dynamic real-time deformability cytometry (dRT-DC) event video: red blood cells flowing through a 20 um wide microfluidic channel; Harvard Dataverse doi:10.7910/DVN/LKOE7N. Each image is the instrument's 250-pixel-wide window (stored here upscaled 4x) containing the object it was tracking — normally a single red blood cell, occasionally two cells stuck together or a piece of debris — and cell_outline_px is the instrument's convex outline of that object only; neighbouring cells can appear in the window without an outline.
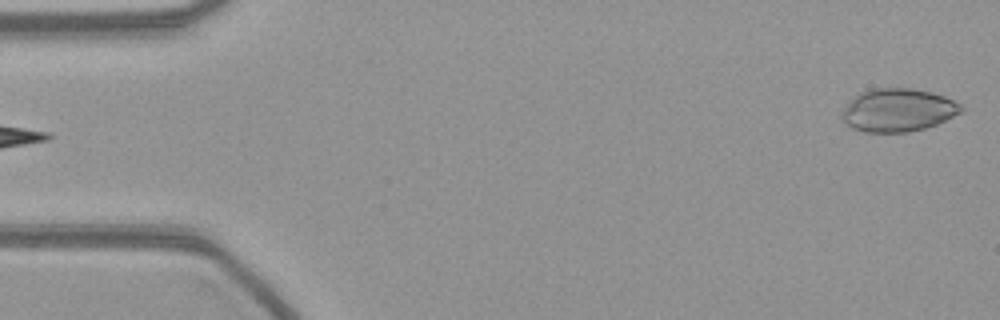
{"species": "common noctule bat (a hibernating species)", "species_latin": "Nyctalus noctula", "temperature_condition": "warm", "stored_images_in_passage": 54, "camera_frame_rate_fps": 3000, "um_per_image_px": 0.085, "animal": {"sex": "female", "body_mass_g": 21.9}, "frame": {"image": 1, "passage_image": 1, "time_ms": 0.0, "image_size_px": [1000, 320], "cell_outline_px": [[964, 108], [960, 112], [936, 124], [924, 128], [908, 132], [864, 132], [852, 128], [844, 124], [840, 116], [844, 108], [860, 92], [868, 88], [912, 88], [944, 96], [960, 104]], "centroid_in_image_um": [76.28, 9.36], "position_along_channel_um": 8.7, "area_um2": 29.71}}
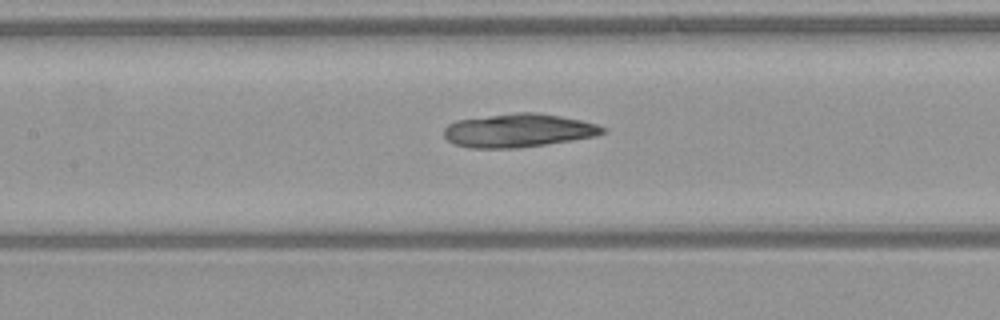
{"frame": {"image": 2, "passage_image": 24, "time_ms": 7.667, "image_size_px": [1000, 320], "cell_outline_px": [[608, 128], [604, 132], [596, 136], [572, 140], [520, 148], [468, 148], [452, 144], [444, 136], [444, 128], [448, 124], [456, 120], [516, 112], [536, 112], [560, 116], [580, 120], [596, 124]], "centroid_in_image_um": [44.04, 11.09], "position_along_channel_um": 163.4, "area_um2": 31.1}}
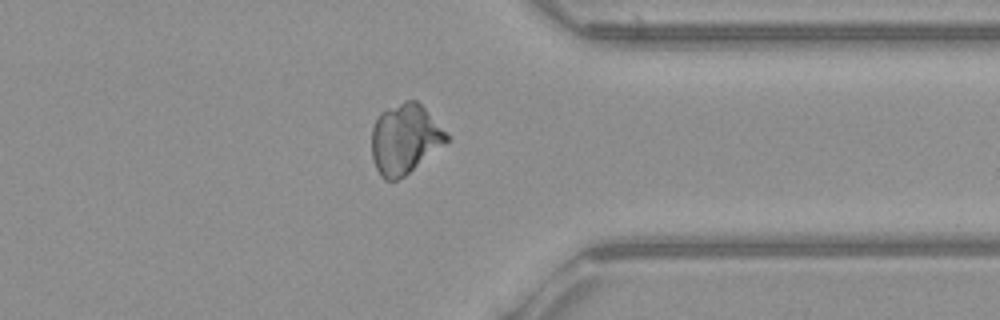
{"frame": {"image": 3, "passage_image": 42, "time_ms": 13.667, "image_size_px": [1000, 320], "cell_outline_px": [[448, 140], [404, 176], [396, 180], [384, 180], [380, 176], [376, 168], [372, 156], [372, 128], [380, 112], [404, 100], [416, 100], [424, 108], [448, 136]], "centroid_in_image_um": [34.35, 11.81], "position_along_channel_um": 377.0, "area_um2": 29.77}}